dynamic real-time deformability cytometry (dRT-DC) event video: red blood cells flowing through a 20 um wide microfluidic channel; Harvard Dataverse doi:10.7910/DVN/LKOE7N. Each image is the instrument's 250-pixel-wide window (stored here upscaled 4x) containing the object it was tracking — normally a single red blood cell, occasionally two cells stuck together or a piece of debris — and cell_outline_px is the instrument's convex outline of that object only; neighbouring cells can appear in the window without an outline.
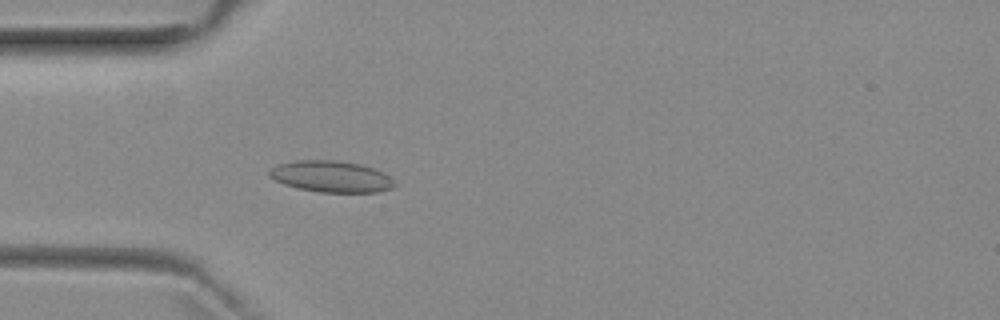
{"species": "common noctule bat (a hibernating species)", "species_latin": "Nyctalus noctula", "temperature_condition": "room temperature", "stored_images_in_passage": 3, "camera_frame_rate_fps": 3000, "um_per_image_px": 0.085, "animal": {"sex": "female", "body_mass_g": 29.2, "forearm_length_mm": 56.3}, "frame": {"image": 1, "passage_image": 3, "time_ms": 2.667, "image_size_px": [1000, 320], "cell_outline_px": [[396, 184], [392, 188], [380, 192], [320, 192], [296, 188], [284, 184], [268, 176], [268, 172], [272, 168], [280, 164], [296, 160], [336, 160], [360, 164], [384, 172]], "centroid_in_image_um": [28.15, 15.01], "position_along_channel_um": 56.8, "area_um2": 22.83}}